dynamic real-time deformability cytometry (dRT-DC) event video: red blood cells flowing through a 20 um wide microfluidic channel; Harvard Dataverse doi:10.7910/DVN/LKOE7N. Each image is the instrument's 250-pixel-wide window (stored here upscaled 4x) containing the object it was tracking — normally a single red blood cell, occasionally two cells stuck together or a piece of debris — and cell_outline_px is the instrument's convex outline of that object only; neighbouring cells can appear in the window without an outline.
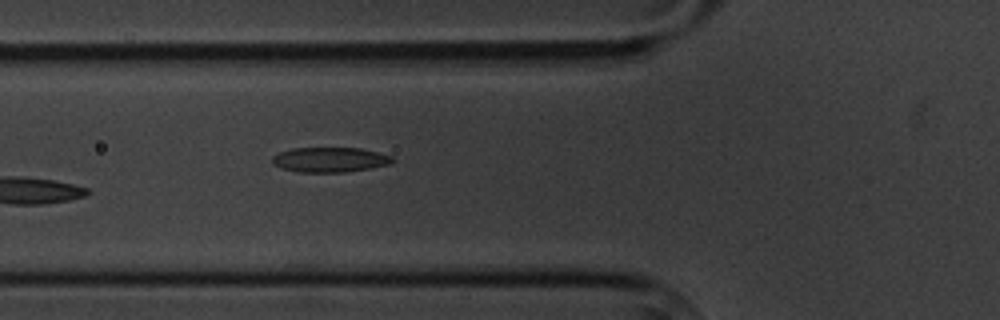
{"species": "common noctule bat (a hibernating species)", "species_latin": "Nyctalus noctula", "temperature_condition": "cold", "stored_images_in_passage": 3, "camera_frame_rate_fps": 3000, "um_per_image_px": 0.085, "animal": {"sex": "male", "body_mass_g": 20.1, "forearm_length_mm": 53.5}, "frame": {"image": 1, "passage_image": 3, "time_ms": 2.333, "image_size_px": [1000, 320], "cell_outline_px": [[392, 164], [344, 172], [300, 172], [280, 168], [272, 164], [272, 156], [280, 152], [292, 148], [360, 148], [392, 156]], "centroid_in_image_um": [27.99, 13.57], "position_along_channel_um": 97.8, "area_um2": 17.34}}